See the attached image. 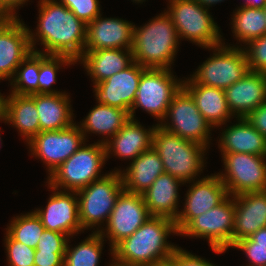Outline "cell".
<instances>
[{
  "instance_id": "obj_41",
  "label": "cell",
  "mask_w": 266,
  "mask_h": 266,
  "mask_svg": "<svg viewBox=\"0 0 266 266\" xmlns=\"http://www.w3.org/2000/svg\"><path fill=\"white\" fill-rule=\"evenodd\" d=\"M170 261L175 266H215L204 258L193 255L190 252L177 247ZM217 266V265H216Z\"/></svg>"
},
{
  "instance_id": "obj_49",
  "label": "cell",
  "mask_w": 266,
  "mask_h": 266,
  "mask_svg": "<svg viewBox=\"0 0 266 266\" xmlns=\"http://www.w3.org/2000/svg\"><path fill=\"white\" fill-rule=\"evenodd\" d=\"M202 6H204L205 8H210V6H212L213 4L216 3H221L224 0H197Z\"/></svg>"
},
{
  "instance_id": "obj_21",
  "label": "cell",
  "mask_w": 266,
  "mask_h": 266,
  "mask_svg": "<svg viewBox=\"0 0 266 266\" xmlns=\"http://www.w3.org/2000/svg\"><path fill=\"white\" fill-rule=\"evenodd\" d=\"M233 245L266 227V191L245 192L234 196Z\"/></svg>"
},
{
  "instance_id": "obj_19",
  "label": "cell",
  "mask_w": 266,
  "mask_h": 266,
  "mask_svg": "<svg viewBox=\"0 0 266 266\" xmlns=\"http://www.w3.org/2000/svg\"><path fill=\"white\" fill-rule=\"evenodd\" d=\"M101 15L87 24L84 51L132 49L135 24L122 18H102Z\"/></svg>"
},
{
  "instance_id": "obj_31",
  "label": "cell",
  "mask_w": 266,
  "mask_h": 266,
  "mask_svg": "<svg viewBox=\"0 0 266 266\" xmlns=\"http://www.w3.org/2000/svg\"><path fill=\"white\" fill-rule=\"evenodd\" d=\"M231 28L237 41L247 42L266 34L265 10L250 7H238L233 12Z\"/></svg>"
},
{
  "instance_id": "obj_8",
  "label": "cell",
  "mask_w": 266,
  "mask_h": 266,
  "mask_svg": "<svg viewBox=\"0 0 266 266\" xmlns=\"http://www.w3.org/2000/svg\"><path fill=\"white\" fill-rule=\"evenodd\" d=\"M175 78L171 69L145 68L141 74L135 101L129 111L135 119V110L140 107L159 120L160 124L167 115L174 95L183 86V80Z\"/></svg>"
},
{
  "instance_id": "obj_18",
  "label": "cell",
  "mask_w": 266,
  "mask_h": 266,
  "mask_svg": "<svg viewBox=\"0 0 266 266\" xmlns=\"http://www.w3.org/2000/svg\"><path fill=\"white\" fill-rule=\"evenodd\" d=\"M144 69L145 67L133 62L126 69L93 85L97 103L117 107L129 113Z\"/></svg>"
},
{
  "instance_id": "obj_13",
  "label": "cell",
  "mask_w": 266,
  "mask_h": 266,
  "mask_svg": "<svg viewBox=\"0 0 266 266\" xmlns=\"http://www.w3.org/2000/svg\"><path fill=\"white\" fill-rule=\"evenodd\" d=\"M84 134L76 122L58 131H42L32 137L29 145L31 155L38 157L50 174L75 153L85 142Z\"/></svg>"
},
{
  "instance_id": "obj_28",
  "label": "cell",
  "mask_w": 266,
  "mask_h": 266,
  "mask_svg": "<svg viewBox=\"0 0 266 266\" xmlns=\"http://www.w3.org/2000/svg\"><path fill=\"white\" fill-rule=\"evenodd\" d=\"M130 163L126 171H120L123 187L127 192L142 195L158 176L164 173L161 158L153 147L141 153Z\"/></svg>"
},
{
  "instance_id": "obj_45",
  "label": "cell",
  "mask_w": 266,
  "mask_h": 266,
  "mask_svg": "<svg viewBox=\"0 0 266 266\" xmlns=\"http://www.w3.org/2000/svg\"><path fill=\"white\" fill-rule=\"evenodd\" d=\"M255 242V246L266 247V227L260 228L257 232L249 237Z\"/></svg>"
},
{
  "instance_id": "obj_2",
  "label": "cell",
  "mask_w": 266,
  "mask_h": 266,
  "mask_svg": "<svg viewBox=\"0 0 266 266\" xmlns=\"http://www.w3.org/2000/svg\"><path fill=\"white\" fill-rule=\"evenodd\" d=\"M171 233L178 234L174 220L151 216L112 249V258L121 264L134 266H154L168 262L178 247L167 242Z\"/></svg>"
},
{
  "instance_id": "obj_33",
  "label": "cell",
  "mask_w": 266,
  "mask_h": 266,
  "mask_svg": "<svg viewBox=\"0 0 266 266\" xmlns=\"http://www.w3.org/2000/svg\"><path fill=\"white\" fill-rule=\"evenodd\" d=\"M39 52L31 51L16 68L10 80L11 93L16 95L38 94Z\"/></svg>"
},
{
  "instance_id": "obj_36",
  "label": "cell",
  "mask_w": 266,
  "mask_h": 266,
  "mask_svg": "<svg viewBox=\"0 0 266 266\" xmlns=\"http://www.w3.org/2000/svg\"><path fill=\"white\" fill-rule=\"evenodd\" d=\"M4 238L8 266H34L35 249L14 240L7 232Z\"/></svg>"
},
{
  "instance_id": "obj_39",
  "label": "cell",
  "mask_w": 266,
  "mask_h": 266,
  "mask_svg": "<svg viewBox=\"0 0 266 266\" xmlns=\"http://www.w3.org/2000/svg\"><path fill=\"white\" fill-rule=\"evenodd\" d=\"M69 240L66 234L45 229L38 240L35 252H65Z\"/></svg>"
},
{
  "instance_id": "obj_46",
  "label": "cell",
  "mask_w": 266,
  "mask_h": 266,
  "mask_svg": "<svg viewBox=\"0 0 266 266\" xmlns=\"http://www.w3.org/2000/svg\"><path fill=\"white\" fill-rule=\"evenodd\" d=\"M266 6V0H246L242 6L239 7H250L264 9Z\"/></svg>"
},
{
  "instance_id": "obj_52",
  "label": "cell",
  "mask_w": 266,
  "mask_h": 266,
  "mask_svg": "<svg viewBox=\"0 0 266 266\" xmlns=\"http://www.w3.org/2000/svg\"><path fill=\"white\" fill-rule=\"evenodd\" d=\"M133 2H137V3H143L144 1H146V0H132Z\"/></svg>"
},
{
  "instance_id": "obj_24",
  "label": "cell",
  "mask_w": 266,
  "mask_h": 266,
  "mask_svg": "<svg viewBox=\"0 0 266 266\" xmlns=\"http://www.w3.org/2000/svg\"><path fill=\"white\" fill-rule=\"evenodd\" d=\"M183 183L168 173H162L142 194L149 214L176 220L179 209L178 189Z\"/></svg>"
},
{
  "instance_id": "obj_23",
  "label": "cell",
  "mask_w": 266,
  "mask_h": 266,
  "mask_svg": "<svg viewBox=\"0 0 266 266\" xmlns=\"http://www.w3.org/2000/svg\"><path fill=\"white\" fill-rule=\"evenodd\" d=\"M83 64L93 85L100 83L130 66L133 61L132 49H99L84 51L77 61Z\"/></svg>"
},
{
  "instance_id": "obj_27",
  "label": "cell",
  "mask_w": 266,
  "mask_h": 266,
  "mask_svg": "<svg viewBox=\"0 0 266 266\" xmlns=\"http://www.w3.org/2000/svg\"><path fill=\"white\" fill-rule=\"evenodd\" d=\"M39 116L40 132L63 130L75 122L70 95L64 91L58 94H32Z\"/></svg>"
},
{
  "instance_id": "obj_30",
  "label": "cell",
  "mask_w": 266,
  "mask_h": 266,
  "mask_svg": "<svg viewBox=\"0 0 266 266\" xmlns=\"http://www.w3.org/2000/svg\"><path fill=\"white\" fill-rule=\"evenodd\" d=\"M130 119L126 110L117 107L107 106L98 103L90 110L85 120L80 123L79 127L84 134L85 140L87 133H95L106 136L100 142L105 143L113 137ZM109 137V138H108Z\"/></svg>"
},
{
  "instance_id": "obj_32",
  "label": "cell",
  "mask_w": 266,
  "mask_h": 266,
  "mask_svg": "<svg viewBox=\"0 0 266 266\" xmlns=\"http://www.w3.org/2000/svg\"><path fill=\"white\" fill-rule=\"evenodd\" d=\"M104 238L98 232H93L75 247L66 245L64 266H99L103 250Z\"/></svg>"
},
{
  "instance_id": "obj_20",
  "label": "cell",
  "mask_w": 266,
  "mask_h": 266,
  "mask_svg": "<svg viewBox=\"0 0 266 266\" xmlns=\"http://www.w3.org/2000/svg\"><path fill=\"white\" fill-rule=\"evenodd\" d=\"M224 92L232 116L245 118L266 102V73L248 71Z\"/></svg>"
},
{
  "instance_id": "obj_51",
  "label": "cell",
  "mask_w": 266,
  "mask_h": 266,
  "mask_svg": "<svg viewBox=\"0 0 266 266\" xmlns=\"http://www.w3.org/2000/svg\"><path fill=\"white\" fill-rule=\"evenodd\" d=\"M154 266H175L171 261L165 262V263H160Z\"/></svg>"
},
{
  "instance_id": "obj_42",
  "label": "cell",
  "mask_w": 266,
  "mask_h": 266,
  "mask_svg": "<svg viewBox=\"0 0 266 266\" xmlns=\"http://www.w3.org/2000/svg\"><path fill=\"white\" fill-rule=\"evenodd\" d=\"M65 252H35L34 266H64Z\"/></svg>"
},
{
  "instance_id": "obj_44",
  "label": "cell",
  "mask_w": 266,
  "mask_h": 266,
  "mask_svg": "<svg viewBox=\"0 0 266 266\" xmlns=\"http://www.w3.org/2000/svg\"><path fill=\"white\" fill-rule=\"evenodd\" d=\"M29 0H0V4L13 16L16 17V9L20 8L19 6L25 5Z\"/></svg>"
},
{
  "instance_id": "obj_34",
  "label": "cell",
  "mask_w": 266,
  "mask_h": 266,
  "mask_svg": "<svg viewBox=\"0 0 266 266\" xmlns=\"http://www.w3.org/2000/svg\"><path fill=\"white\" fill-rule=\"evenodd\" d=\"M44 230L45 228L40 218L34 211L14 217L6 228V232L14 240L34 249Z\"/></svg>"
},
{
  "instance_id": "obj_16",
  "label": "cell",
  "mask_w": 266,
  "mask_h": 266,
  "mask_svg": "<svg viewBox=\"0 0 266 266\" xmlns=\"http://www.w3.org/2000/svg\"><path fill=\"white\" fill-rule=\"evenodd\" d=\"M185 196L184 209L179 211L175 220L178 233L193 218L222 203L229 194L218 174H212L194 180Z\"/></svg>"
},
{
  "instance_id": "obj_35",
  "label": "cell",
  "mask_w": 266,
  "mask_h": 266,
  "mask_svg": "<svg viewBox=\"0 0 266 266\" xmlns=\"http://www.w3.org/2000/svg\"><path fill=\"white\" fill-rule=\"evenodd\" d=\"M73 64H75V62L66 56L39 53L38 94L61 93L55 89L52 90L51 86L56 83V74L60 67L62 65L70 66Z\"/></svg>"
},
{
  "instance_id": "obj_50",
  "label": "cell",
  "mask_w": 266,
  "mask_h": 266,
  "mask_svg": "<svg viewBox=\"0 0 266 266\" xmlns=\"http://www.w3.org/2000/svg\"><path fill=\"white\" fill-rule=\"evenodd\" d=\"M109 266H134V265H125V264H121L119 262H116L114 259H112V262L110 263Z\"/></svg>"
},
{
  "instance_id": "obj_43",
  "label": "cell",
  "mask_w": 266,
  "mask_h": 266,
  "mask_svg": "<svg viewBox=\"0 0 266 266\" xmlns=\"http://www.w3.org/2000/svg\"><path fill=\"white\" fill-rule=\"evenodd\" d=\"M245 119L266 138V102L251 111Z\"/></svg>"
},
{
  "instance_id": "obj_3",
  "label": "cell",
  "mask_w": 266,
  "mask_h": 266,
  "mask_svg": "<svg viewBox=\"0 0 266 266\" xmlns=\"http://www.w3.org/2000/svg\"><path fill=\"white\" fill-rule=\"evenodd\" d=\"M179 41L176 27L164 11L144 26H134L133 61L145 68L171 69Z\"/></svg>"
},
{
  "instance_id": "obj_4",
  "label": "cell",
  "mask_w": 266,
  "mask_h": 266,
  "mask_svg": "<svg viewBox=\"0 0 266 266\" xmlns=\"http://www.w3.org/2000/svg\"><path fill=\"white\" fill-rule=\"evenodd\" d=\"M152 147L161 158L164 172L183 184H190L197 179L196 176H199L206 164L205 146L169 133L159 125L153 133Z\"/></svg>"
},
{
  "instance_id": "obj_22",
  "label": "cell",
  "mask_w": 266,
  "mask_h": 266,
  "mask_svg": "<svg viewBox=\"0 0 266 266\" xmlns=\"http://www.w3.org/2000/svg\"><path fill=\"white\" fill-rule=\"evenodd\" d=\"M157 125L145 129L137 119L130 118L113 137L104 143L106 160L113 153V156L123 160H135L141 153L152 148L153 133Z\"/></svg>"
},
{
  "instance_id": "obj_26",
  "label": "cell",
  "mask_w": 266,
  "mask_h": 266,
  "mask_svg": "<svg viewBox=\"0 0 266 266\" xmlns=\"http://www.w3.org/2000/svg\"><path fill=\"white\" fill-rule=\"evenodd\" d=\"M236 124L227 126L220 135L221 153H247L266 156V138L245 118H236Z\"/></svg>"
},
{
  "instance_id": "obj_10",
  "label": "cell",
  "mask_w": 266,
  "mask_h": 266,
  "mask_svg": "<svg viewBox=\"0 0 266 266\" xmlns=\"http://www.w3.org/2000/svg\"><path fill=\"white\" fill-rule=\"evenodd\" d=\"M224 44L211 48L213 55L190 75L194 83L225 90L249 71L242 47Z\"/></svg>"
},
{
  "instance_id": "obj_14",
  "label": "cell",
  "mask_w": 266,
  "mask_h": 266,
  "mask_svg": "<svg viewBox=\"0 0 266 266\" xmlns=\"http://www.w3.org/2000/svg\"><path fill=\"white\" fill-rule=\"evenodd\" d=\"M150 217L143 195L123 190L116 200L105 229L99 232L103 238H108L111 255L112 249L119 242L132 235Z\"/></svg>"
},
{
  "instance_id": "obj_15",
  "label": "cell",
  "mask_w": 266,
  "mask_h": 266,
  "mask_svg": "<svg viewBox=\"0 0 266 266\" xmlns=\"http://www.w3.org/2000/svg\"><path fill=\"white\" fill-rule=\"evenodd\" d=\"M44 209H35L46 230L66 234L71 238L83 231L79 219L78 197L76 191H61L53 187ZM71 236V237H70Z\"/></svg>"
},
{
  "instance_id": "obj_11",
  "label": "cell",
  "mask_w": 266,
  "mask_h": 266,
  "mask_svg": "<svg viewBox=\"0 0 266 266\" xmlns=\"http://www.w3.org/2000/svg\"><path fill=\"white\" fill-rule=\"evenodd\" d=\"M168 120L171 124L168 123ZM158 125L169 133L196 142L207 149L210 138H212L209 135L211 134V125L203 117L194 99L183 86L174 95L166 117Z\"/></svg>"
},
{
  "instance_id": "obj_48",
  "label": "cell",
  "mask_w": 266,
  "mask_h": 266,
  "mask_svg": "<svg viewBox=\"0 0 266 266\" xmlns=\"http://www.w3.org/2000/svg\"><path fill=\"white\" fill-rule=\"evenodd\" d=\"M13 16L0 4V24L6 22Z\"/></svg>"
},
{
  "instance_id": "obj_12",
  "label": "cell",
  "mask_w": 266,
  "mask_h": 266,
  "mask_svg": "<svg viewBox=\"0 0 266 266\" xmlns=\"http://www.w3.org/2000/svg\"><path fill=\"white\" fill-rule=\"evenodd\" d=\"M224 173H217L230 196L266 191V156L221 153Z\"/></svg>"
},
{
  "instance_id": "obj_9",
  "label": "cell",
  "mask_w": 266,
  "mask_h": 266,
  "mask_svg": "<svg viewBox=\"0 0 266 266\" xmlns=\"http://www.w3.org/2000/svg\"><path fill=\"white\" fill-rule=\"evenodd\" d=\"M234 219V196L229 195L218 206L193 218L178 235L203 237L212 251L221 254L233 246Z\"/></svg>"
},
{
  "instance_id": "obj_40",
  "label": "cell",
  "mask_w": 266,
  "mask_h": 266,
  "mask_svg": "<svg viewBox=\"0 0 266 266\" xmlns=\"http://www.w3.org/2000/svg\"><path fill=\"white\" fill-rule=\"evenodd\" d=\"M232 248L245 252L249 260V265L246 266H266V247L255 246V242L249 237L237 241Z\"/></svg>"
},
{
  "instance_id": "obj_29",
  "label": "cell",
  "mask_w": 266,
  "mask_h": 266,
  "mask_svg": "<svg viewBox=\"0 0 266 266\" xmlns=\"http://www.w3.org/2000/svg\"><path fill=\"white\" fill-rule=\"evenodd\" d=\"M5 123L12 124L28 142L40 132L35 100L30 95L9 93L6 99Z\"/></svg>"
},
{
  "instance_id": "obj_17",
  "label": "cell",
  "mask_w": 266,
  "mask_h": 266,
  "mask_svg": "<svg viewBox=\"0 0 266 266\" xmlns=\"http://www.w3.org/2000/svg\"><path fill=\"white\" fill-rule=\"evenodd\" d=\"M18 17L0 24V80H11L16 68L32 51L28 27Z\"/></svg>"
},
{
  "instance_id": "obj_5",
  "label": "cell",
  "mask_w": 266,
  "mask_h": 266,
  "mask_svg": "<svg viewBox=\"0 0 266 266\" xmlns=\"http://www.w3.org/2000/svg\"><path fill=\"white\" fill-rule=\"evenodd\" d=\"M106 161L104 143L100 141L90 145L84 143L50 176H47V184L61 191H78L106 175H100Z\"/></svg>"
},
{
  "instance_id": "obj_38",
  "label": "cell",
  "mask_w": 266,
  "mask_h": 266,
  "mask_svg": "<svg viewBox=\"0 0 266 266\" xmlns=\"http://www.w3.org/2000/svg\"><path fill=\"white\" fill-rule=\"evenodd\" d=\"M70 9L73 14L85 24L93 21L100 12L99 0H58Z\"/></svg>"
},
{
  "instance_id": "obj_7",
  "label": "cell",
  "mask_w": 266,
  "mask_h": 266,
  "mask_svg": "<svg viewBox=\"0 0 266 266\" xmlns=\"http://www.w3.org/2000/svg\"><path fill=\"white\" fill-rule=\"evenodd\" d=\"M168 10L176 27L179 39H186L202 48H211L223 42L218 24L215 23L209 9L197 0H169Z\"/></svg>"
},
{
  "instance_id": "obj_1",
  "label": "cell",
  "mask_w": 266,
  "mask_h": 266,
  "mask_svg": "<svg viewBox=\"0 0 266 266\" xmlns=\"http://www.w3.org/2000/svg\"><path fill=\"white\" fill-rule=\"evenodd\" d=\"M38 3L37 32L34 34L28 28L32 51L66 56L77 63L84 53L87 24L57 0H39ZM36 41L41 42L43 51L35 49Z\"/></svg>"
},
{
  "instance_id": "obj_47",
  "label": "cell",
  "mask_w": 266,
  "mask_h": 266,
  "mask_svg": "<svg viewBox=\"0 0 266 266\" xmlns=\"http://www.w3.org/2000/svg\"><path fill=\"white\" fill-rule=\"evenodd\" d=\"M6 99L0 92V121L4 120L5 111H6Z\"/></svg>"
},
{
  "instance_id": "obj_37",
  "label": "cell",
  "mask_w": 266,
  "mask_h": 266,
  "mask_svg": "<svg viewBox=\"0 0 266 266\" xmlns=\"http://www.w3.org/2000/svg\"><path fill=\"white\" fill-rule=\"evenodd\" d=\"M245 52L249 71L266 73V34L246 43Z\"/></svg>"
},
{
  "instance_id": "obj_6",
  "label": "cell",
  "mask_w": 266,
  "mask_h": 266,
  "mask_svg": "<svg viewBox=\"0 0 266 266\" xmlns=\"http://www.w3.org/2000/svg\"><path fill=\"white\" fill-rule=\"evenodd\" d=\"M120 169H114L86 187L76 191L78 197L79 219L82 229L100 232L104 221L107 224L116 200L124 190ZM98 228L95 231V227ZM100 228V229H99Z\"/></svg>"
},
{
  "instance_id": "obj_25",
  "label": "cell",
  "mask_w": 266,
  "mask_h": 266,
  "mask_svg": "<svg viewBox=\"0 0 266 266\" xmlns=\"http://www.w3.org/2000/svg\"><path fill=\"white\" fill-rule=\"evenodd\" d=\"M183 87L190 93L197 108L212 128H218L229 122L232 114L224 90L196 84L189 77L183 80Z\"/></svg>"
}]
</instances>
